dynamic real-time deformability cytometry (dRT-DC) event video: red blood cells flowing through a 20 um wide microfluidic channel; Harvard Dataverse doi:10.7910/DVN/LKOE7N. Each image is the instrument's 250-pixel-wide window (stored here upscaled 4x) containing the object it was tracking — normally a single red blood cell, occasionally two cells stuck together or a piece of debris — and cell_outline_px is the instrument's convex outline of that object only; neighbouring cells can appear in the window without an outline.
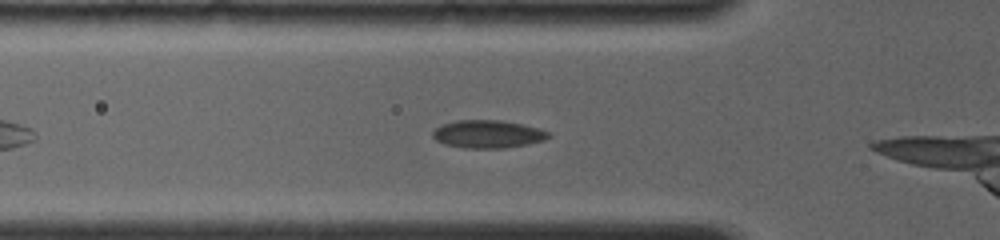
{"species": "common noctule bat (a hibernating species)", "species_latin": "Nyctalus noctula", "temperature_condition": "room temperature", "stored_images_in_passage": 7, "camera_frame_rate_fps": 4000, "um_per_image_px": 0.085, "animal": {"sex": "female", "body_mass_g": 19.0, "forearm_length_mm": 56.7}, "frame": {"image": 1, "passage_image": 3, "time_ms": 1.25, "image_size_px": [1000, 240], "cell_outline_px": [[552, 136], [544, 140], [528, 144], [504, 148], [464, 148], [444, 144], [436, 140], [432, 136], [432, 132], [440, 124], [456, 120], [500, 120], [524, 124], [540, 128], [548, 132]], "centroid_in_image_um": [41.46, 11.39], "position_along_channel_um": 84.3, "area_um2": 19.02}}
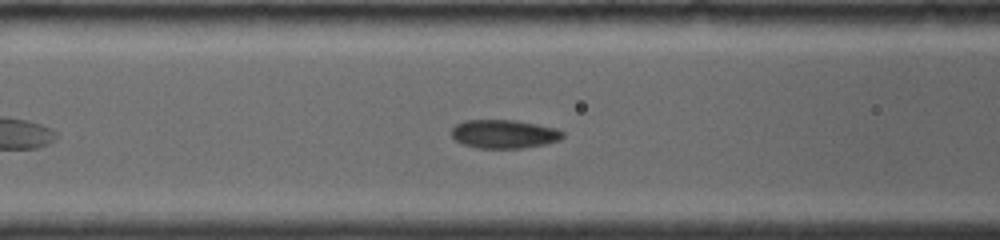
{"frame": {"image": 2, "passage_image": 6, "time_ms": 2.25, "image_size_px": [1000, 240], "cell_outline_px": [[564, 136], [560, 140], [544, 144], [524, 148], [476, 148], [464, 144], [456, 140], [452, 136], [452, 128], [456, 124], [464, 120], [516, 120], [556, 128], [564, 132]], "centroid_in_image_um": [42.85, 11.39], "position_along_channel_um": 123.7, "area_um2": 18.55}}